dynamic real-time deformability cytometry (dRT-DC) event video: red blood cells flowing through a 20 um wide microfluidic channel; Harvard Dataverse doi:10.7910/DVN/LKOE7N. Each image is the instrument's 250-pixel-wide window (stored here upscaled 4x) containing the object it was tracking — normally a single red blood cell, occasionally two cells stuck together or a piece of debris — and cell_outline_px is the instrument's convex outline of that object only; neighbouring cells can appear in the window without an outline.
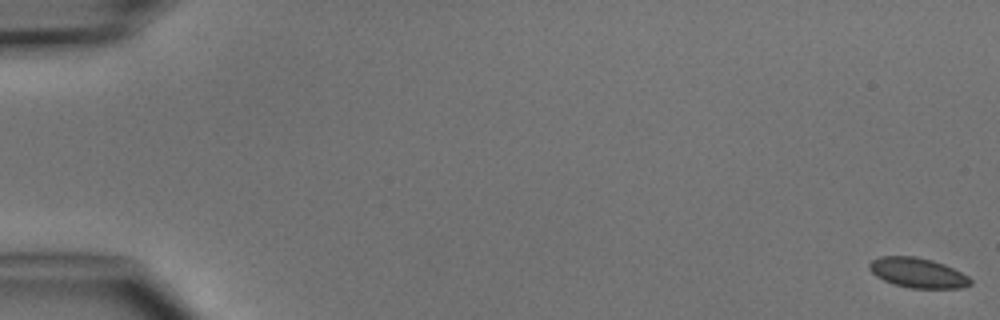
{"species": "common noctule bat (a hibernating species)", "species_latin": "Nyctalus noctula", "temperature_condition": "cold", "stored_images_in_passage": 6, "camera_frame_rate_fps": 3000, "um_per_image_px": 0.085, "animal": {"sex": "male", "body_mass_g": 15.6}, "frame": {"image": 1, "passage_image": 1, "time_ms": 0.0, "image_size_px": [1000, 320], "cell_outline_px": [[972, 284], [960, 288], [912, 288], [892, 284], [876, 276], [868, 268], [868, 264], [872, 260], [880, 256], [916, 256], [932, 260], [944, 264], [968, 276], [972, 280]], "centroid_in_image_um": [77.99, 23.18], "position_along_channel_um": 7.0, "area_um2": 17.63}}
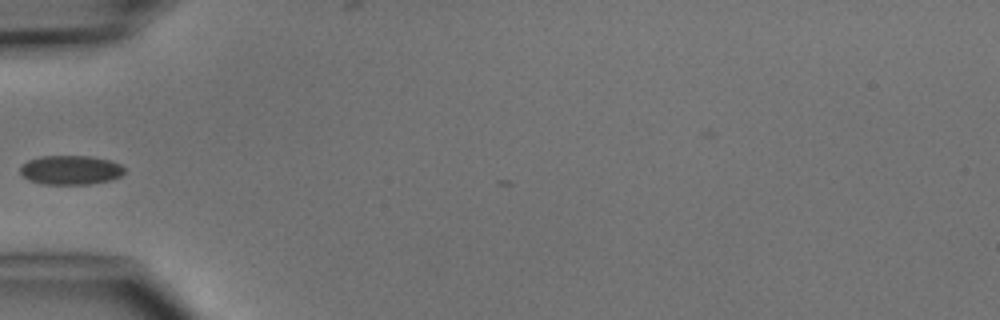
{"frame": {"image": 2, "passage_image": 5, "time_ms": 5.667, "image_size_px": [1000, 320], "cell_outline_px": [[124, 172], [120, 176], [112, 180], [88, 184], [44, 184], [28, 180], [20, 172], [20, 168], [28, 160], [40, 156], [92, 156], [112, 160], [120, 164], [124, 168]], "centroid_in_image_um": [6.03, 14.44], "position_along_channel_um": 79.0, "area_um2": 17.8}}